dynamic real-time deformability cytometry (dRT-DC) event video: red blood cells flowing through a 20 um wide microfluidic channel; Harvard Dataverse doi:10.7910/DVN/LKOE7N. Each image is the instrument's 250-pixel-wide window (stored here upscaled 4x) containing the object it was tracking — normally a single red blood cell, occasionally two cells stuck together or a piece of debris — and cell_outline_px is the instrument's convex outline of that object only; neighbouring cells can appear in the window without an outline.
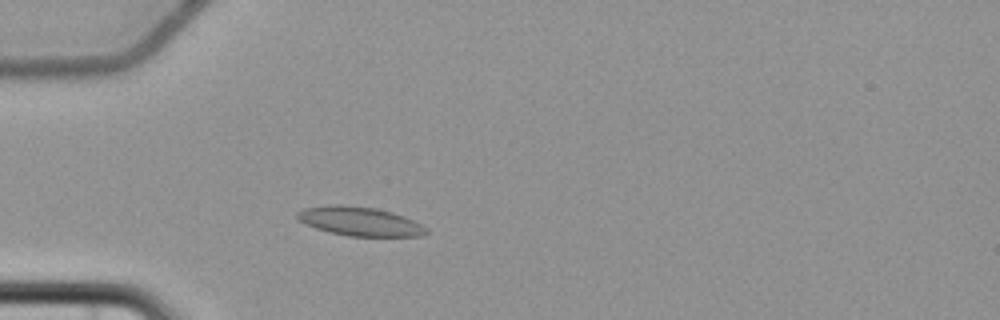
{"species": "common noctule bat (a hibernating species)", "species_latin": "Nyctalus noctula", "temperature_condition": "cold", "stored_images_in_passage": 4, "camera_frame_rate_fps": 3000, "um_per_image_px": 0.085, "animal": {"sex": "female", "body_mass_g": 22.7, "forearm_length_mm": 54.2}, "frame": {"image": 1, "passage_image": 4, "time_ms": 3.667, "image_size_px": [1000, 320], "cell_outline_px": [[428, 232], [424, 236], [348, 236], [328, 232], [304, 224], [296, 220], [296, 212], [304, 208], [332, 204], [344, 204], [376, 208], [392, 212], [404, 216], [428, 228]], "centroid_in_image_um": [30.54, 18.81], "position_along_channel_um": 54.5, "area_um2": 22.08}}